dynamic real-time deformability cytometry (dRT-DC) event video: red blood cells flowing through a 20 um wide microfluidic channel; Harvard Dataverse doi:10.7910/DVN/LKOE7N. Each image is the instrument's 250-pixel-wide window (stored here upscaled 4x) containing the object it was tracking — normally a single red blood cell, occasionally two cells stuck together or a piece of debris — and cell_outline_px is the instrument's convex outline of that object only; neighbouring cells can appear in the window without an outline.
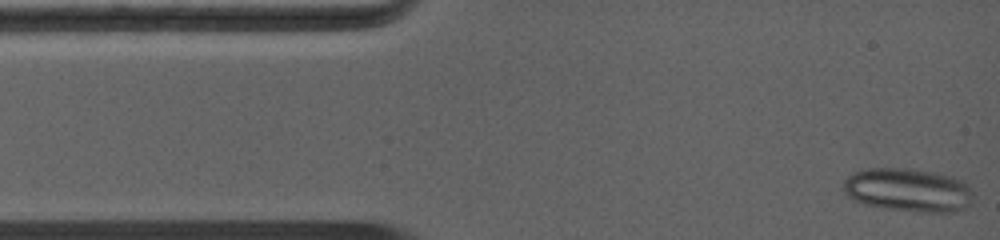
{"species": "common noctule bat (a hibernating species)", "species_latin": "Nyctalus noctula", "temperature_condition": "warm", "stored_images_in_passage": 38, "camera_frame_rate_fps": 5000, "um_per_image_px": 0.085, "animal": {"sex": "female", "body_mass_g": 19.0, "forearm_length_mm": 56.7}, "frame": {"image": 1, "passage_image": 1, "time_ms": 0.0, "image_size_px": [1000, 240], "cell_outline_px": [[972, 196], [968, 204], [964, 208], [952, 212], [916, 212], [888, 208], [864, 204], [848, 196], [844, 192], [844, 180], [848, 176], [856, 172], [872, 168], [912, 168], [932, 172], [960, 180], [972, 192]], "centroid_in_image_um": [77.15, 16.15], "position_along_channel_um": 7.8, "area_um2": 32.31}}
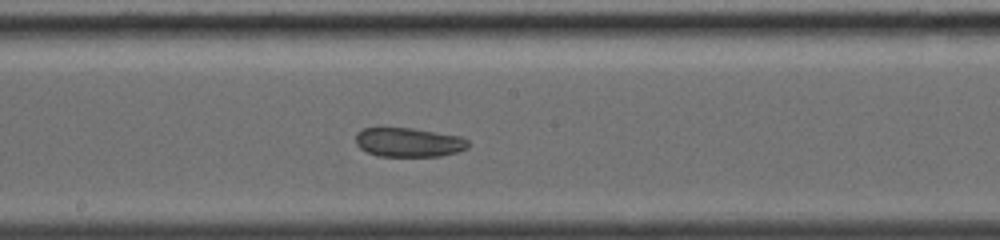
{"frame": {"image": 2, "passage_image": 20, "time_ms": 6.2, "image_size_px": [1000, 240], "cell_outline_px": [[468, 148], [456, 152], [440, 156], [376, 156], [360, 148], [356, 144], [356, 132], [364, 128], [412, 128], [460, 136], [468, 140]], "centroid_in_image_um": [34.72, 12.1], "position_along_channel_um": 213.5, "area_um2": 19.07}}
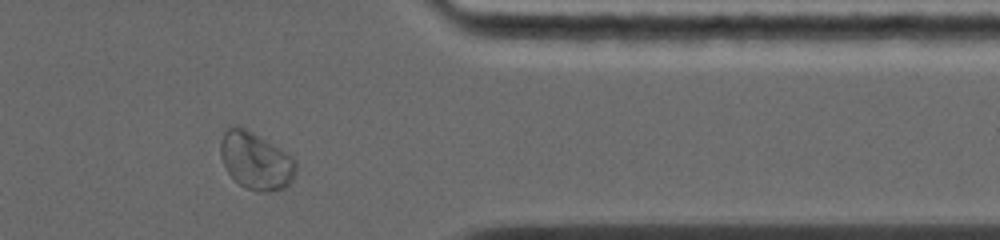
{"frame": {"image": 3, "passage_image": 34, "time_ms": 10.4, "image_size_px": [1000, 240], "cell_outline_px": [[296, 172], [292, 180], [284, 188], [268, 192], [260, 192], [244, 188], [228, 172], [220, 156], [220, 144], [224, 132], [228, 124], [236, 124], [252, 132], [292, 156], [296, 164]], "centroid_in_image_um": [21.72, 13.66], "position_along_channel_um": 389.7, "area_um2": 25.14}, "authors_computed_cell_mechanics": {"area_um2": 22.4553, "velocity_mm_per_s": 4.448, "shape_relaxation_time_tau1_ms": null, "shape_relaxation_time_tau2_ms": 1.7954, "deformation_change_tau1": null, "deformation_change_tau2": 0.0662}}